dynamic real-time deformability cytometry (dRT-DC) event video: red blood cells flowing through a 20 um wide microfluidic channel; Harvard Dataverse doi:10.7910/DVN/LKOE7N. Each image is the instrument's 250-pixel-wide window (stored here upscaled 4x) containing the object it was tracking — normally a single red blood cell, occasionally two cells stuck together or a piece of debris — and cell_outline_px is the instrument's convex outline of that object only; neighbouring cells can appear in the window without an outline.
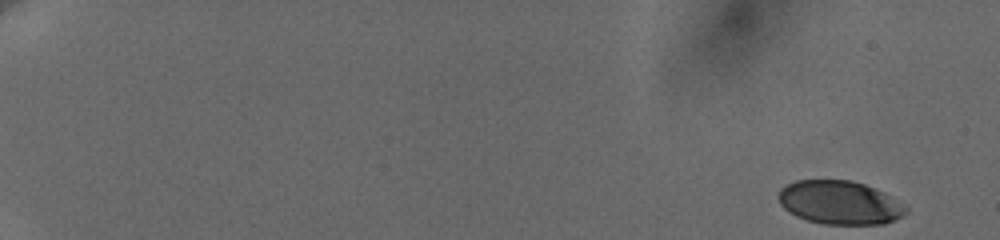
{"species": "human", "species_latin": "Homo sapiens", "temperature_condition": "cold", "stored_images_in_passage": 44, "camera_frame_rate_fps": 3000, "um_per_image_px": 0.085, "donor": {"sex": "female"}, "frame": {"image": 1, "passage_image": 1, "time_ms": 0.0, "image_size_px": [1000, 240], "cell_outline_px": [[908, 212], [904, 216], [896, 220], [884, 224], [824, 224], [808, 220], [796, 216], [788, 212], [780, 204], [776, 196], [780, 188], [796, 180], [852, 180], [864, 184], [884, 192], [908, 208]], "centroid_in_image_um": [71.37, 17.22], "position_along_channel_um": 13.6, "area_um2": 32.6}}
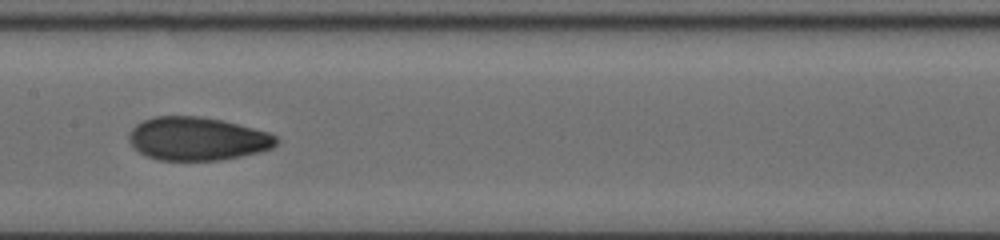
{"frame": {"image": 2, "passage_image": 24, "time_ms": 10.333, "image_size_px": [1000, 240], "cell_outline_px": [[280, 140], [272, 148], [240, 156], [220, 160], [160, 160], [148, 156], [132, 148], [128, 140], [128, 136], [132, 128], [136, 124], [144, 120], [156, 116], [200, 116], [220, 120], [268, 132], [276, 136]], "centroid_in_image_um": [16.74, 11.79], "position_along_channel_um": 190.7, "area_um2": 36.99}}
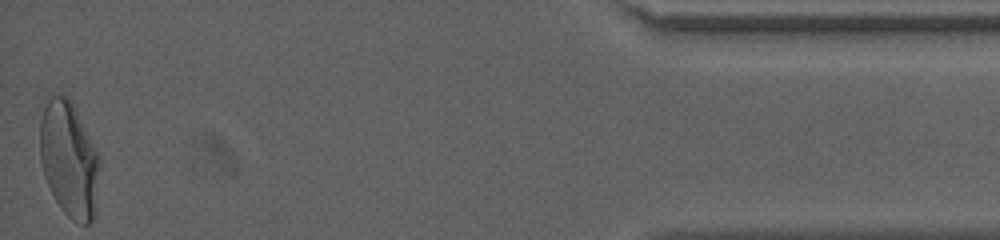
{"frame": {"image": 3, "passage_image": 44, "time_ms": 18.667, "image_size_px": [1000, 240], "cell_outline_px": [[100, 160], [96, 216], [88, 224], [84, 224], [72, 220], [60, 208], [44, 176], [40, 160], [40, 120], [44, 96], [68, 96], [100, 156]], "centroid_in_image_um": [5.87, 13.55], "position_along_channel_um": 429.3, "area_um2": 40.58}, "authors_computed_cell_mechanics": {"area_um2": 36.1539, "velocity_mm_per_s": 3.6497, "shape_relaxation_time_tau1_ms": 5.3761, "shape_relaxation_time_tau2_ms": 1.561, "deformation_change_tau1": 0.1732, "deformation_change_tau2": 0.0659}}